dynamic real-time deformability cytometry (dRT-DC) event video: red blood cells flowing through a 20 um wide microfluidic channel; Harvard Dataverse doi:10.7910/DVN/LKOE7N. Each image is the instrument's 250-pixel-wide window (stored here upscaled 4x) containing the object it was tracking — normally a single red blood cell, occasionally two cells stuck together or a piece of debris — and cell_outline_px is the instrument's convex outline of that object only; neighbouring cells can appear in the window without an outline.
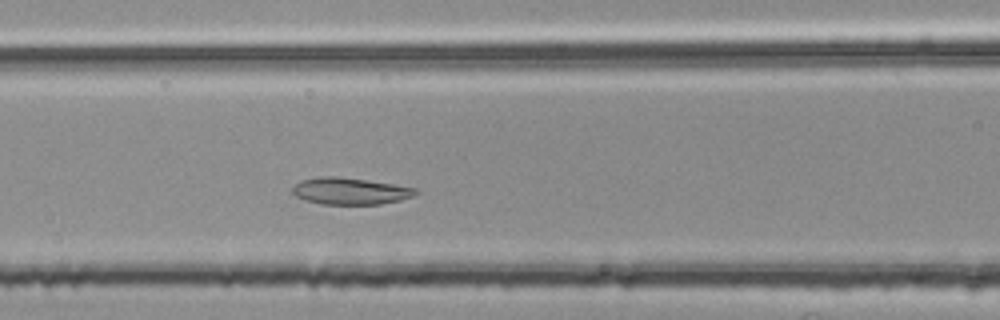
{"species": "common noctule bat (a hibernating species)", "species_latin": "Nyctalus noctula", "temperature_condition": "room temperature", "stored_images_in_passage": 39, "camera_frame_rate_fps": 3000, "um_per_image_px": 0.085, "animal": {"sex": "female", "body_mass_g": 25.1}, "frame": {"image": 1, "passage_image": 12, "time_ms": 3.667, "image_size_px": [1000, 320], "cell_outline_px": [[420, 192], [412, 196], [400, 200], [380, 204], [320, 204], [296, 196], [292, 192], [292, 188], [300, 180], [320, 176], [336, 176], [392, 184], [416, 188]], "centroid_in_image_um": [29.75, 16.24], "position_along_channel_um": 136.8, "area_um2": 19.02}}
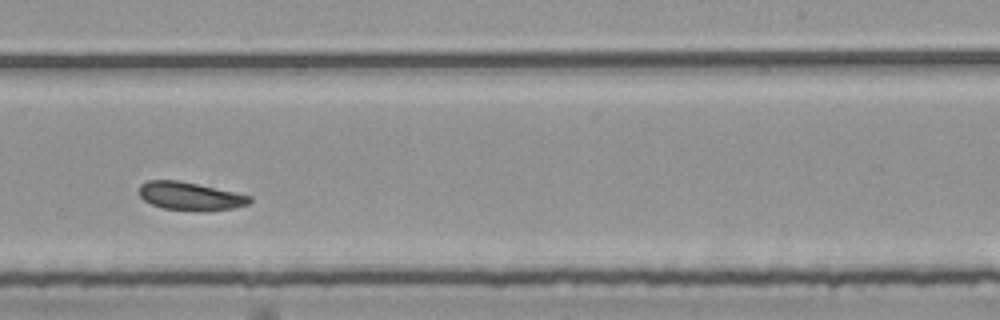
{"frame": {"image": 2, "passage_image": 23, "time_ms": 7.333, "image_size_px": [1000, 320], "cell_outline_px": [[252, 200], [248, 204], [232, 208], [164, 208], [152, 204], [144, 200], [140, 196], [140, 184], [148, 180], [176, 180], [196, 184], [252, 196]], "centroid_in_image_um": [16.12, 16.62], "position_along_channel_um": 272.9, "area_um2": 16.99}}
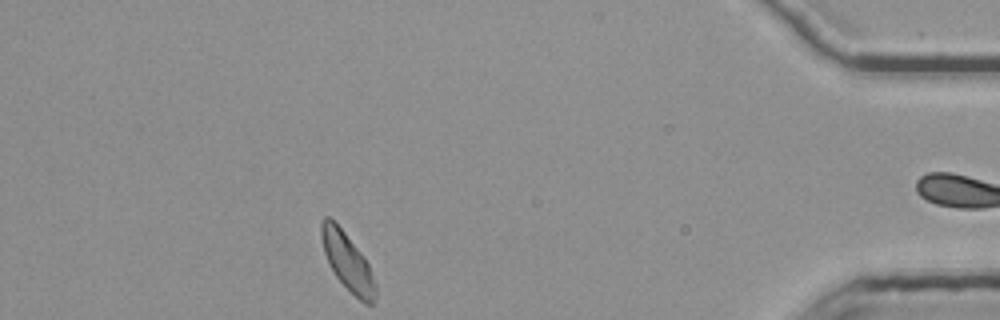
{"frame": {"image": 3, "passage_image": 38, "time_ms": 12.333, "image_size_px": [1000, 320], "cell_outline_px": [[376, 296], [372, 304], [364, 304], [336, 276], [324, 252], [320, 236], [320, 224], [324, 216], [328, 216], [344, 232], [364, 256], [368, 264], [376, 288]], "centroid_in_image_um": [29.53, 22.22], "position_along_channel_um": 405.7, "area_um2": 17.63}, "authors_computed_cell_mechanics": {"area_um2": 18.7272, "velocity_mm_per_s": 3.7195, "shape_relaxation_time_tau1_ms": null, "shape_relaxation_time_tau2_ms": 3.9436, "deformation_change_tau1": null, "deformation_change_tau2": 0.0982}}